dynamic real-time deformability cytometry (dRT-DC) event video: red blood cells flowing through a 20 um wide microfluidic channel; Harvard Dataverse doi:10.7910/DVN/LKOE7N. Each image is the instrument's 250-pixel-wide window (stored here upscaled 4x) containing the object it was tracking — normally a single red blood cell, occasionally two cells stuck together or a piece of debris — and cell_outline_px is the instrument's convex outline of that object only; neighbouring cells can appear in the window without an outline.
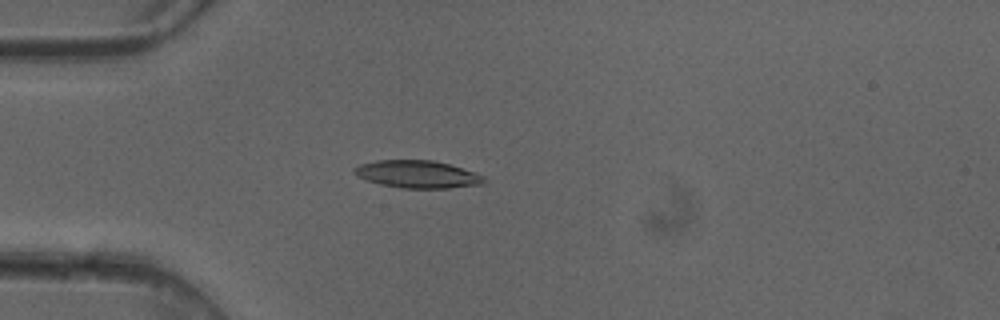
{"species": "common noctule bat (a hibernating species)", "species_latin": "Nyctalus noctula", "temperature_condition": "cold", "stored_images_in_passage": 4, "camera_frame_rate_fps": 3000, "um_per_image_px": 0.085, "animal": {"sex": "female"}, "frame": {"image": 1, "passage_image": 4, "time_ms": 1.0, "image_size_px": [1000, 320], "cell_outline_px": [[488, 180], [484, 184], [448, 188], [400, 188], [380, 184], [356, 176], [352, 172], [352, 168], [360, 164], [376, 160], [432, 160], [448, 164], [476, 172], [484, 176]], "centroid_in_image_um": [35.49, 14.81], "position_along_channel_um": 49.5, "area_um2": 20.98}}